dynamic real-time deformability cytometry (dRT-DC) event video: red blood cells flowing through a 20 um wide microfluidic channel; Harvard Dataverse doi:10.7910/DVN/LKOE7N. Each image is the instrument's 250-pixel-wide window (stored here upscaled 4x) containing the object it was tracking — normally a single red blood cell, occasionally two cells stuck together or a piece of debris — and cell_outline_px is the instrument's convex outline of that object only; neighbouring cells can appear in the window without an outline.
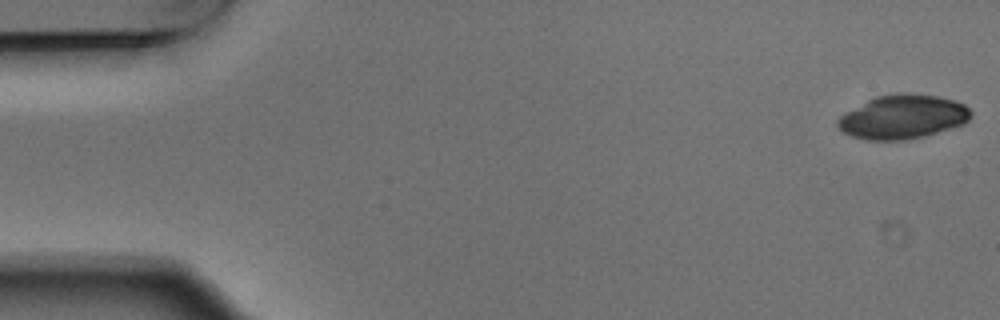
{"species": "Egyptian fruit bat (a non-hibernating species)", "species_latin": "Rousettus aegyptiacus", "temperature_condition": "warm", "stored_images_in_passage": 5, "camera_frame_rate_fps": 3000, "um_per_image_px": 0.085, "animal": {"sex": "male"}, "frame": {"image": 1, "passage_image": 1, "time_ms": 0.0, "image_size_px": [1000, 320], "cell_outline_px": [[972, 116], [964, 124], [924, 136], [904, 140], [868, 140], [852, 136], [844, 132], [836, 124], [836, 120], [844, 112], [876, 96], [900, 92], [940, 96], [956, 100], [964, 104], [972, 112]], "centroid_in_image_um": [76.74, 9.92], "position_along_channel_um": 8.3, "area_um2": 34.28}}